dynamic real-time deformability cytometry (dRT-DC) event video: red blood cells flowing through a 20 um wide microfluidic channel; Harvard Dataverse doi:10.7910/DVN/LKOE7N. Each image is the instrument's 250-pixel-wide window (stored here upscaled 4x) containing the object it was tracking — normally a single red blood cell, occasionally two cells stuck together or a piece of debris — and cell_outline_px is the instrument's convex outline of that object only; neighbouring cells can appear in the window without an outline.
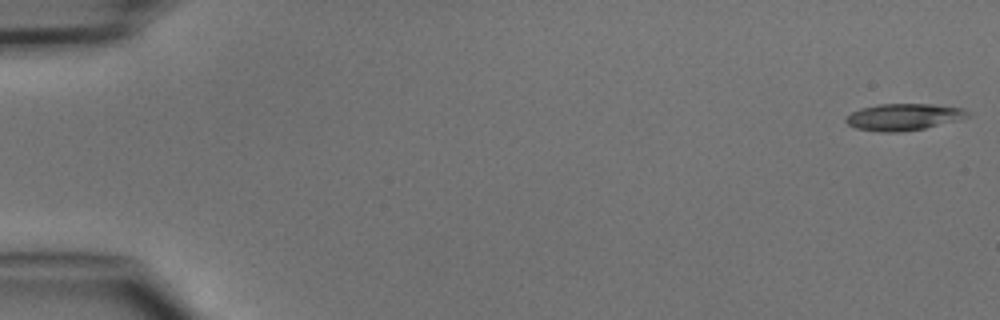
{"species": "common noctule bat (a hibernating species)", "species_latin": "Nyctalus noctula", "temperature_condition": "cold", "stored_images_in_passage": 48, "camera_frame_rate_fps": 3000, "um_per_image_px": 0.085, "animal": {"sex": "male", "body_mass_g": 15.6}, "frame": {"image": 1, "passage_image": 1, "time_ms": 0.0, "image_size_px": [1000, 320], "cell_outline_px": [[972, 116], [924, 128], [900, 132], [880, 132], [856, 128], [848, 124], [844, 120], [852, 112], [860, 108], [880, 104], [936, 104], [964, 108]], "centroid_in_image_um": [76.82, 9.93], "position_along_channel_um": 8.2, "area_um2": 18.9}}
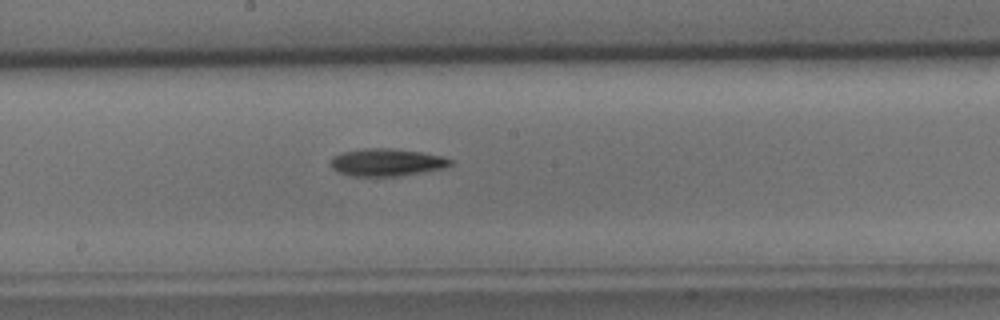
{"frame": {"image": 2, "passage_image": 26, "time_ms": 8.333, "image_size_px": [1000, 320], "cell_outline_px": [[452, 164], [444, 168], [424, 172], [396, 176], [352, 176], [336, 172], [328, 164], [332, 156], [344, 152], [364, 148], [388, 148], [420, 152], [440, 156], [452, 160]], "centroid_in_image_um": [32.8, 13.81], "position_along_channel_um": 215.4, "area_um2": 19.19}}
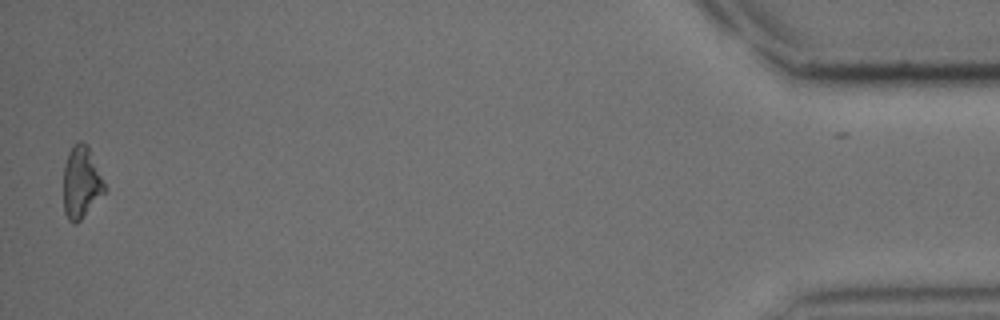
{"frame": {"image": 3, "passage_image": 47, "time_ms": 15.333, "image_size_px": [1000, 320], "cell_outline_px": [[108, 188], [80, 220], [76, 224], [72, 224], [68, 220], [64, 212], [64, 164], [68, 152], [72, 144], [80, 140], [88, 144]], "centroid_in_image_um": [6.92, 15.46], "position_along_channel_um": 428.3, "area_um2": 17.57}}